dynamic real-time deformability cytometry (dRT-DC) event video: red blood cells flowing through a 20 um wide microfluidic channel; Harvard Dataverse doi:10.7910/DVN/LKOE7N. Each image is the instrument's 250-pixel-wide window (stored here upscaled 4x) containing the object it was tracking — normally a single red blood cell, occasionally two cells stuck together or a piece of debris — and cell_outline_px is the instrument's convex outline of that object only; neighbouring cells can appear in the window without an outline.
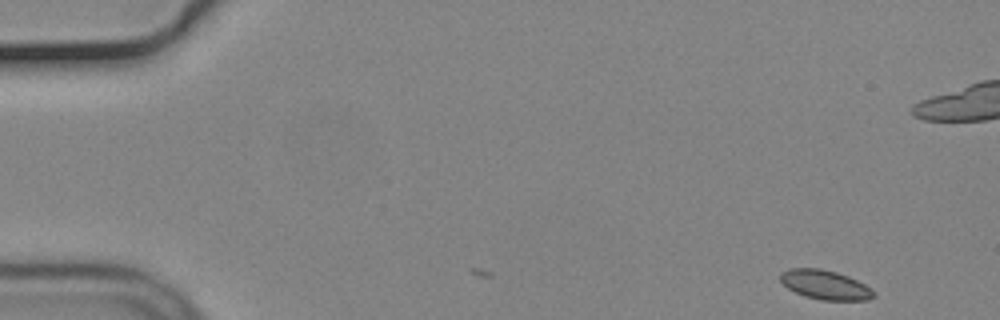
{"species": "common noctule bat (a hibernating species)", "species_latin": "Nyctalus noctula", "temperature_condition": "cold", "stored_images_in_passage": 3, "camera_frame_rate_fps": 3000, "um_per_image_px": 0.085, "animal": {"sex": "male", "body_mass_g": 19.2, "forearm_length_mm": 51.8}, "frame": {"image": 1, "passage_image": 3, "time_ms": 0.667, "image_size_px": [1000, 320], "cell_outline_px": [[876, 296], [868, 300], [820, 300], [804, 296], [788, 288], [780, 280], [780, 272], [788, 268], [820, 268], [836, 272], [848, 276], [872, 288], [876, 292]], "centroid_in_image_um": [70.15, 24.21], "position_along_channel_um": 14.8, "area_um2": 16.07}}